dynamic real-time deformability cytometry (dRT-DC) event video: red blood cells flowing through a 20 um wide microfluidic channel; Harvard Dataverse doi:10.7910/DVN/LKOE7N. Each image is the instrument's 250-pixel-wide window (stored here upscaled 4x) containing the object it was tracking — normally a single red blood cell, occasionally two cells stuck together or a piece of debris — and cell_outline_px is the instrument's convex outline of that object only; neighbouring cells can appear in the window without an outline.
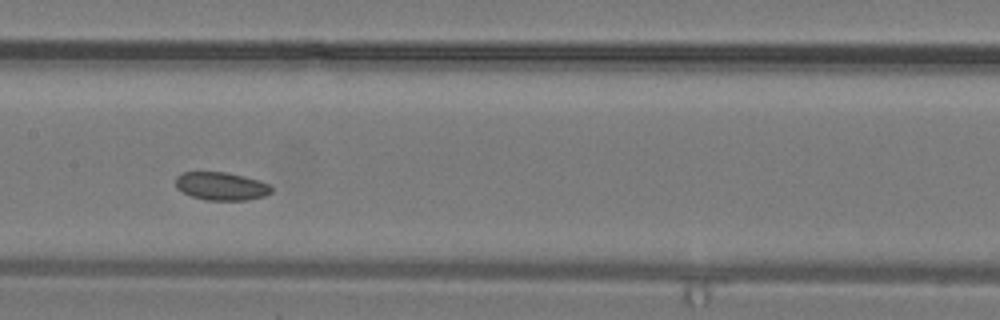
{"species": "common noctule bat (a hibernating species)", "species_latin": "Nyctalus noctula", "temperature_condition": "warm", "stored_images_in_passage": 21, "camera_frame_rate_fps": 3000, "um_per_image_px": 0.085, "animal": {"sex": "male", "body_mass_g": 19.2, "forearm_length_mm": 51.8}, "frame": {"image": 1, "passage_image": 10, "time_ms": 3.0, "image_size_px": [1000, 320], "cell_outline_px": [[272, 192], [264, 196], [248, 200], [204, 200], [192, 196], [176, 188], [176, 176], [184, 172], [224, 172], [244, 176], [260, 180], [268, 184], [272, 188]], "centroid_in_image_um": [18.82, 15.83], "position_along_channel_um": 188.6, "area_um2": 15.66}}
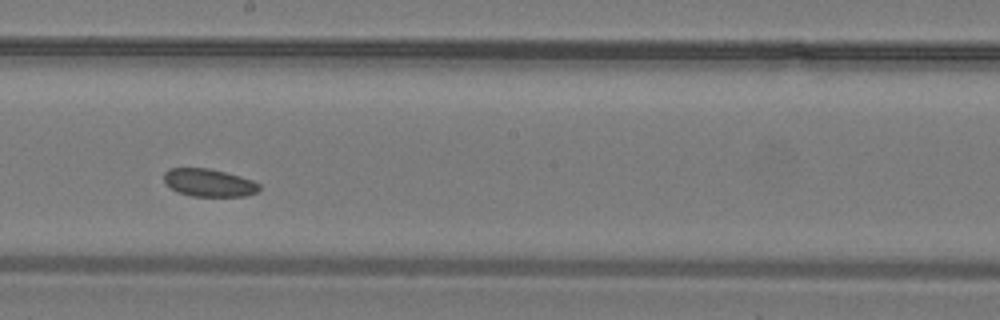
{"frame": {"image": 2, "passage_image": 12, "time_ms": 3.667, "image_size_px": [1000, 320], "cell_outline_px": [[260, 188], [256, 192], [244, 196], [192, 196], [180, 192], [172, 188], [164, 180], [164, 172], [168, 168], [208, 168], [240, 176], [252, 180], [260, 184]], "centroid_in_image_um": [17.77, 15.52], "position_along_channel_um": 230.4, "area_um2": 15.2}}